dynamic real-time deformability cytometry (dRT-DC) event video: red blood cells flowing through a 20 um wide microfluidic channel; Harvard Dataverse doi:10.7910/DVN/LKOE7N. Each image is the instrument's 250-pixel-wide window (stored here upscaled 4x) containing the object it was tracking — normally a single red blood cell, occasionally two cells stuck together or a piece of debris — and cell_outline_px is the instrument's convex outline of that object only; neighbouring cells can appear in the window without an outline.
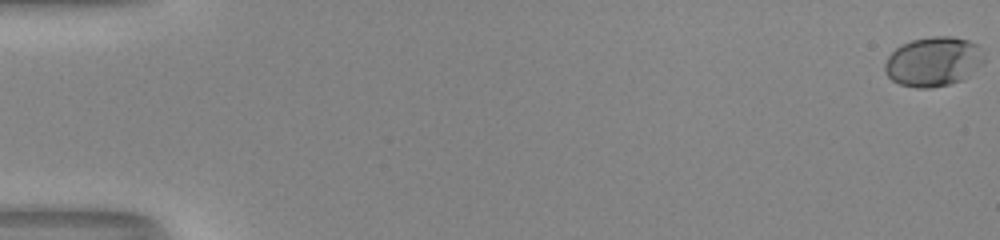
{"species": "human", "species_latin": "Homo sapiens", "temperature_condition": "room temperature", "stored_images_in_passage": 54, "camera_frame_rate_fps": 3000, "um_per_image_px": 0.085, "donor": {"sex": "male"}, "frame": {"image": 1, "passage_image": 1, "time_ms": 0.0, "image_size_px": [1000, 240], "cell_outline_px": [[984, 64], [964, 80], [932, 88], [916, 88], [900, 84], [892, 80], [884, 72], [884, 64], [888, 56], [900, 44], [912, 40], [932, 36], [952, 36], [968, 40], [976, 44], [980, 48], [984, 56]], "centroid_in_image_um": [79.35, 5.24], "position_along_channel_um": 5.7, "area_um2": 29.02}}
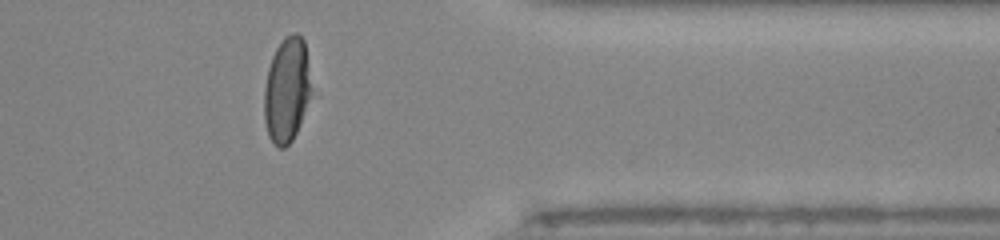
{"frame": {"image": 2, "passage_image": 45, "time_ms": 14.667, "image_size_px": [1000, 240], "cell_outline_px": [[312, 88], [296, 132], [292, 140], [284, 148], [280, 148], [268, 136], [264, 120], [264, 88], [268, 68], [272, 56], [276, 48], [292, 32], [296, 32], [304, 40]], "centroid_in_image_um": [24.36, 7.64], "position_along_channel_um": 387.0, "area_um2": 28.38}}
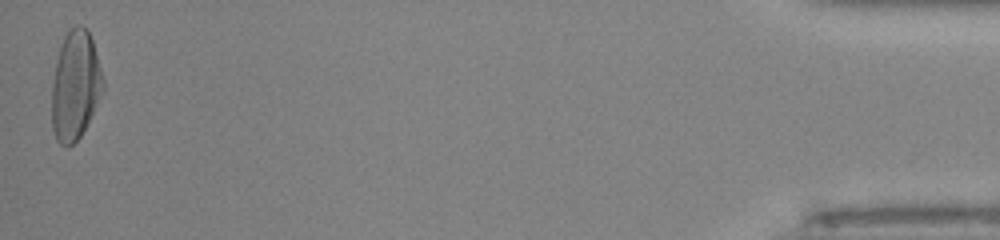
{"frame": {"image": 3, "passage_image": 54, "time_ms": 17.667, "image_size_px": [1000, 240], "cell_outline_px": [[104, 88], [80, 136], [68, 148], [64, 148], [56, 140], [52, 128], [52, 84], [56, 60], [60, 44], [64, 36], [76, 24], [80, 24], [88, 32], [92, 40], [104, 80]], "centroid_in_image_um": [6.37, 7.27], "position_along_channel_um": 428.8, "area_um2": 32.31}, "authors_computed_cell_mechanics": {"area_um2": 29.6803, "velocity_mm_per_s": 4.0748, "shape_relaxation_time_tau1_ms": 3.5385, "shape_relaxation_time_tau2_ms": null, "deformation_change_tau1": 0.213, "deformation_change_tau2": null}}